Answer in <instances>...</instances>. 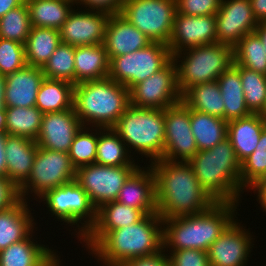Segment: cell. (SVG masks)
I'll use <instances>...</instances> for the list:
<instances>
[{
    "mask_svg": "<svg viewBox=\"0 0 266 266\" xmlns=\"http://www.w3.org/2000/svg\"><path fill=\"white\" fill-rule=\"evenodd\" d=\"M161 252L146 257H136L125 261L121 266H170L167 253Z\"/></svg>",
    "mask_w": 266,
    "mask_h": 266,
    "instance_id": "c3c4849f",
    "label": "cell"
},
{
    "mask_svg": "<svg viewBox=\"0 0 266 266\" xmlns=\"http://www.w3.org/2000/svg\"><path fill=\"white\" fill-rule=\"evenodd\" d=\"M75 175L76 169L67 152L38 146L31 174L19 188L20 196L26 201L28 195L34 193L32 196L39 199L47 191L74 180Z\"/></svg>",
    "mask_w": 266,
    "mask_h": 266,
    "instance_id": "8fae6325",
    "label": "cell"
},
{
    "mask_svg": "<svg viewBox=\"0 0 266 266\" xmlns=\"http://www.w3.org/2000/svg\"><path fill=\"white\" fill-rule=\"evenodd\" d=\"M164 119L165 142L162 159L188 162L198 152L190 126V108L181 101L164 109Z\"/></svg>",
    "mask_w": 266,
    "mask_h": 266,
    "instance_id": "5bb4252c",
    "label": "cell"
},
{
    "mask_svg": "<svg viewBox=\"0 0 266 266\" xmlns=\"http://www.w3.org/2000/svg\"><path fill=\"white\" fill-rule=\"evenodd\" d=\"M255 19L259 22L266 21V0H250Z\"/></svg>",
    "mask_w": 266,
    "mask_h": 266,
    "instance_id": "681fc988",
    "label": "cell"
},
{
    "mask_svg": "<svg viewBox=\"0 0 266 266\" xmlns=\"http://www.w3.org/2000/svg\"><path fill=\"white\" fill-rule=\"evenodd\" d=\"M150 167L155 177L157 213L162 219L199 214L217 203L201 188L189 162L159 159Z\"/></svg>",
    "mask_w": 266,
    "mask_h": 266,
    "instance_id": "6da1fadb",
    "label": "cell"
},
{
    "mask_svg": "<svg viewBox=\"0 0 266 266\" xmlns=\"http://www.w3.org/2000/svg\"><path fill=\"white\" fill-rule=\"evenodd\" d=\"M32 27L60 30L75 5L74 0H25Z\"/></svg>",
    "mask_w": 266,
    "mask_h": 266,
    "instance_id": "f546056e",
    "label": "cell"
},
{
    "mask_svg": "<svg viewBox=\"0 0 266 266\" xmlns=\"http://www.w3.org/2000/svg\"><path fill=\"white\" fill-rule=\"evenodd\" d=\"M74 54V46L61 42L42 67L44 77L64 80L75 85Z\"/></svg>",
    "mask_w": 266,
    "mask_h": 266,
    "instance_id": "f35d334b",
    "label": "cell"
},
{
    "mask_svg": "<svg viewBox=\"0 0 266 266\" xmlns=\"http://www.w3.org/2000/svg\"><path fill=\"white\" fill-rule=\"evenodd\" d=\"M171 60L168 45L152 42L143 49L111 58L108 77L130 91L136 84L163 69Z\"/></svg>",
    "mask_w": 266,
    "mask_h": 266,
    "instance_id": "9c48e42d",
    "label": "cell"
},
{
    "mask_svg": "<svg viewBox=\"0 0 266 266\" xmlns=\"http://www.w3.org/2000/svg\"><path fill=\"white\" fill-rule=\"evenodd\" d=\"M232 65L239 71L247 108L252 114H260L266 104V75L234 62Z\"/></svg>",
    "mask_w": 266,
    "mask_h": 266,
    "instance_id": "74e56055",
    "label": "cell"
},
{
    "mask_svg": "<svg viewBox=\"0 0 266 266\" xmlns=\"http://www.w3.org/2000/svg\"><path fill=\"white\" fill-rule=\"evenodd\" d=\"M233 62L266 75V52L256 32L246 34L233 47Z\"/></svg>",
    "mask_w": 266,
    "mask_h": 266,
    "instance_id": "8d00e7d4",
    "label": "cell"
},
{
    "mask_svg": "<svg viewBox=\"0 0 266 266\" xmlns=\"http://www.w3.org/2000/svg\"><path fill=\"white\" fill-rule=\"evenodd\" d=\"M97 140L98 128L82 127L75 135L68 152L75 169L95 163Z\"/></svg>",
    "mask_w": 266,
    "mask_h": 266,
    "instance_id": "b9f144b4",
    "label": "cell"
},
{
    "mask_svg": "<svg viewBox=\"0 0 266 266\" xmlns=\"http://www.w3.org/2000/svg\"><path fill=\"white\" fill-rule=\"evenodd\" d=\"M26 65L24 44L0 38V74L7 76Z\"/></svg>",
    "mask_w": 266,
    "mask_h": 266,
    "instance_id": "7bdbcfd3",
    "label": "cell"
},
{
    "mask_svg": "<svg viewBox=\"0 0 266 266\" xmlns=\"http://www.w3.org/2000/svg\"><path fill=\"white\" fill-rule=\"evenodd\" d=\"M215 15L217 42L232 48L258 26L250 0H222Z\"/></svg>",
    "mask_w": 266,
    "mask_h": 266,
    "instance_id": "9a60e30c",
    "label": "cell"
},
{
    "mask_svg": "<svg viewBox=\"0 0 266 266\" xmlns=\"http://www.w3.org/2000/svg\"><path fill=\"white\" fill-rule=\"evenodd\" d=\"M6 133L36 141L43 113L36 107H5Z\"/></svg>",
    "mask_w": 266,
    "mask_h": 266,
    "instance_id": "d590c367",
    "label": "cell"
},
{
    "mask_svg": "<svg viewBox=\"0 0 266 266\" xmlns=\"http://www.w3.org/2000/svg\"><path fill=\"white\" fill-rule=\"evenodd\" d=\"M152 41L120 13L111 15L105 31L104 47L108 59L147 47Z\"/></svg>",
    "mask_w": 266,
    "mask_h": 266,
    "instance_id": "7402d4cb",
    "label": "cell"
},
{
    "mask_svg": "<svg viewBox=\"0 0 266 266\" xmlns=\"http://www.w3.org/2000/svg\"><path fill=\"white\" fill-rule=\"evenodd\" d=\"M182 102L190 109L224 119V102L217 81L188 88L182 94Z\"/></svg>",
    "mask_w": 266,
    "mask_h": 266,
    "instance_id": "836d02e7",
    "label": "cell"
},
{
    "mask_svg": "<svg viewBox=\"0 0 266 266\" xmlns=\"http://www.w3.org/2000/svg\"><path fill=\"white\" fill-rule=\"evenodd\" d=\"M109 59L103 44L75 47V85L107 78Z\"/></svg>",
    "mask_w": 266,
    "mask_h": 266,
    "instance_id": "83f0119b",
    "label": "cell"
},
{
    "mask_svg": "<svg viewBox=\"0 0 266 266\" xmlns=\"http://www.w3.org/2000/svg\"><path fill=\"white\" fill-rule=\"evenodd\" d=\"M138 167V165L105 166L93 163L77 168L75 180L98 209L102 204L117 199L122 186Z\"/></svg>",
    "mask_w": 266,
    "mask_h": 266,
    "instance_id": "7c38bea8",
    "label": "cell"
},
{
    "mask_svg": "<svg viewBox=\"0 0 266 266\" xmlns=\"http://www.w3.org/2000/svg\"><path fill=\"white\" fill-rule=\"evenodd\" d=\"M227 121L190 109V126L198 151L209 150L227 137Z\"/></svg>",
    "mask_w": 266,
    "mask_h": 266,
    "instance_id": "4dcf8cb0",
    "label": "cell"
},
{
    "mask_svg": "<svg viewBox=\"0 0 266 266\" xmlns=\"http://www.w3.org/2000/svg\"><path fill=\"white\" fill-rule=\"evenodd\" d=\"M20 199L19 188L9 178L0 176V211L15 205Z\"/></svg>",
    "mask_w": 266,
    "mask_h": 266,
    "instance_id": "bcb514c9",
    "label": "cell"
},
{
    "mask_svg": "<svg viewBox=\"0 0 266 266\" xmlns=\"http://www.w3.org/2000/svg\"><path fill=\"white\" fill-rule=\"evenodd\" d=\"M39 200L45 201L48 211L52 216L55 215L58 221L61 220L72 227L77 225L78 232L75 233L80 241L96 222L97 209L75 179L47 191Z\"/></svg>",
    "mask_w": 266,
    "mask_h": 266,
    "instance_id": "ba28073f",
    "label": "cell"
},
{
    "mask_svg": "<svg viewBox=\"0 0 266 266\" xmlns=\"http://www.w3.org/2000/svg\"><path fill=\"white\" fill-rule=\"evenodd\" d=\"M27 203L21 198L15 205L0 211V251L25 239L34 230L36 223Z\"/></svg>",
    "mask_w": 266,
    "mask_h": 266,
    "instance_id": "484cf974",
    "label": "cell"
},
{
    "mask_svg": "<svg viewBox=\"0 0 266 266\" xmlns=\"http://www.w3.org/2000/svg\"><path fill=\"white\" fill-rule=\"evenodd\" d=\"M0 132H6V111H5V107L0 108Z\"/></svg>",
    "mask_w": 266,
    "mask_h": 266,
    "instance_id": "9f6ffc18",
    "label": "cell"
},
{
    "mask_svg": "<svg viewBox=\"0 0 266 266\" xmlns=\"http://www.w3.org/2000/svg\"><path fill=\"white\" fill-rule=\"evenodd\" d=\"M38 145L35 141L7 135L5 156L7 178L20 188L29 178L35 160Z\"/></svg>",
    "mask_w": 266,
    "mask_h": 266,
    "instance_id": "d4e9b609",
    "label": "cell"
},
{
    "mask_svg": "<svg viewBox=\"0 0 266 266\" xmlns=\"http://www.w3.org/2000/svg\"><path fill=\"white\" fill-rule=\"evenodd\" d=\"M82 127L74 108L44 113L35 142L39 147L68 153L75 135Z\"/></svg>",
    "mask_w": 266,
    "mask_h": 266,
    "instance_id": "d6986e66",
    "label": "cell"
},
{
    "mask_svg": "<svg viewBox=\"0 0 266 266\" xmlns=\"http://www.w3.org/2000/svg\"><path fill=\"white\" fill-rule=\"evenodd\" d=\"M4 91H5V76L0 74V108L5 107Z\"/></svg>",
    "mask_w": 266,
    "mask_h": 266,
    "instance_id": "11a10c76",
    "label": "cell"
},
{
    "mask_svg": "<svg viewBox=\"0 0 266 266\" xmlns=\"http://www.w3.org/2000/svg\"><path fill=\"white\" fill-rule=\"evenodd\" d=\"M78 9L70 13L60 28L62 43L71 46L103 44L110 14L102 11ZM83 10V11H82Z\"/></svg>",
    "mask_w": 266,
    "mask_h": 266,
    "instance_id": "ac0fdd59",
    "label": "cell"
},
{
    "mask_svg": "<svg viewBox=\"0 0 266 266\" xmlns=\"http://www.w3.org/2000/svg\"><path fill=\"white\" fill-rule=\"evenodd\" d=\"M224 102V120L244 118L252 113L246 106L239 71L231 65L217 79Z\"/></svg>",
    "mask_w": 266,
    "mask_h": 266,
    "instance_id": "f1b7e54d",
    "label": "cell"
},
{
    "mask_svg": "<svg viewBox=\"0 0 266 266\" xmlns=\"http://www.w3.org/2000/svg\"><path fill=\"white\" fill-rule=\"evenodd\" d=\"M6 132H0V176L7 177V164L5 156Z\"/></svg>",
    "mask_w": 266,
    "mask_h": 266,
    "instance_id": "f907efd6",
    "label": "cell"
},
{
    "mask_svg": "<svg viewBox=\"0 0 266 266\" xmlns=\"http://www.w3.org/2000/svg\"><path fill=\"white\" fill-rule=\"evenodd\" d=\"M216 42V15L188 16L176 11L168 44L172 55Z\"/></svg>",
    "mask_w": 266,
    "mask_h": 266,
    "instance_id": "e0dca14e",
    "label": "cell"
},
{
    "mask_svg": "<svg viewBox=\"0 0 266 266\" xmlns=\"http://www.w3.org/2000/svg\"><path fill=\"white\" fill-rule=\"evenodd\" d=\"M258 184H266V176Z\"/></svg>",
    "mask_w": 266,
    "mask_h": 266,
    "instance_id": "680465c9",
    "label": "cell"
},
{
    "mask_svg": "<svg viewBox=\"0 0 266 266\" xmlns=\"http://www.w3.org/2000/svg\"><path fill=\"white\" fill-rule=\"evenodd\" d=\"M266 176V127L262 130L255 151L241 162L240 183L253 189Z\"/></svg>",
    "mask_w": 266,
    "mask_h": 266,
    "instance_id": "ab89813d",
    "label": "cell"
},
{
    "mask_svg": "<svg viewBox=\"0 0 266 266\" xmlns=\"http://www.w3.org/2000/svg\"><path fill=\"white\" fill-rule=\"evenodd\" d=\"M129 105V90L109 77L74 85L73 107L83 127L113 128Z\"/></svg>",
    "mask_w": 266,
    "mask_h": 266,
    "instance_id": "5b68a950",
    "label": "cell"
},
{
    "mask_svg": "<svg viewBox=\"0 0 266 266\" xmlns=\"http://www.w3.org/2000/svg\"><path fill=\"white\" fill-rule=\"evenodd\" d=\"M255 32L260 37V39L264 45L265 52H266V21L259 22L258 26L255 29Z\"/></svg>",
    "mask_w": 266,
    "mask_h": 266,
    "instance_id": "db71d44e",
    "label": "cell"
},
{
    "mask_svg": "<svg viewBox=\"0 0 266 266\" xmlns=\"http://www.w3.org/2000/svg\"><path fill=\"white\" fill-rule=\"evenodd\" d=\"M126 144L131 154L134 149L149 163L162 159L165 142L163 109L137 108L129 105L112 128Z\"/></svg>",
    "mask_w": 266,
    "mask_h": 266,
    "instance_id": "8992f818",
    "label": "cell"
},
{
    "mask_svg": "<svg viewBox=\"0 0 266 266\" xmlns=\"http://www.w3.org/2000/svg\"><path fill=\"white\" fill-rule=\"evenodd\" d=\"M172 60L176 65L178 88L183 94L192 86L217 81L233 64V48L216 42L175 53Z\"/></svg>",
    "mask_w": 266,
    "mask_h": 266,
    "instance_id": "52a82bcc",
    "label": "cell"
},
{
    "mask_svg": "<svg viewBox=\"0 0 266 266\" xmlns=\"http://www.w3.org/2000/svg\"><path fill=\"white\" fill-rule=\"evenodd\" d=\"M130 105L137 108L166 109L182 101L173 60L163 69L136 84L130 91Z\"/></svg>",
    "mask_w": 266,
    "mask_h": 266,
    "instance_id": "4fadbf2b",
    "label": "cell"
},
{
    "mask_svg": "<svg viewBox=\"0 0 266 266\" xmlns=\"http://www.w3.org/2000/svg\"><path fill=\"white\" fill-rule=\"evenodd\" d=\"M61 42L59 30L32 27L24 44L27 65L42 68Z\"/></svg>",
    "mask_w": 266,
    "mask_h": 266,
    "instance_id": "1f68e13d",
    "label": "cell"
},
{
    "mask_svg": "<svg viewBox=\"0 0 266 266\" xmlns=\"http://www.w3.org/2000/svg\"><path fill=\"white\" fill-rule=\"evenodd\" d=\"M32 25L29 10L24 2L0 18V38L25 44Z\"/></svg>",
    "mask_w": 266,
    "mask_h": 266,
    "instance_id": "60d3db41",
    "label": "cell"
},
{
    "mask_svg": "<svg viewBox=\"0 0 266 266\" xmlns=\"http://www.w3.org/2000/svg\"><path fill=\"white\" fill-rule=\"evenodd\" d=\"M25 0H0V18L13 8L19 7Z\"/></svg>",
    "mask_w": 266,
    "mask_h": 266,
    "instance_id": "816d5d0a",
    "label": "cell"
},
{
    "mask_svg": "<svg viewBox=\"0 0 266 266\" xmlns=\"http://www.w3.org/2000/svg\"><path fill=\"white\" fill-rule=\"evenodd\" d=\"M44 78L41 67L29 65L5 76V107H34Z\"/></svg>",
    "mask_w": 266,
    "mask_h": 266,
    "instance_id": "603a6c76",
    "label": "cell"
},
{
    "mask_svg": "<svg viewBox=\"0 0 266 266\" xmlns=\"http://www.w3.org/2000/svg\"><path fill=\"white\" fill-rule=\"evenodd\" d=\"M176 11V0H125L120 14L152 42L168 45Z\"/></svg>",
    "mask_w": 266,
    "mask_h": 266,
    "instance_id": "30bf717a",
    "label": "cell"
},
{
    "mask_svg": "<svg viewBox=\"0 0 266 266\" xmlns=\"http://www.w3.org/2000/svg\"><path fill=\"white\" fill-rule=\"evenodd\" d=\"M162 250L163 219L158 213H152L137 223L106 233L90 253L102 266H121L127 260L151 256Z\"/></svg>",
    "mask_w": 266,
    "mask_h": 266,
    "instance_id": "7a4b0ae2",
    "label": "cell"
},
{
    "mask_svg": "<svg viewBox=\"0 0 266 266\" xmlns=\"http://www.w3.org/2000/svg\"><path fill=\"white\" fill-rule=\"evenodd\" d=\"M236 220L210 245L207 251L210 266L247 265L254 245L253 236Z\"/></svg>",
    "mask_w": 266,
    "mask_h": 266,
    "instance_id": "2e32d148",
    "label": "cell"
},
{
    "mask_svg": "<svg viewBox=\"0 0 266 266\" xmlns=\"http://www.w3.org/2000/svg\"><path fill=\"white\" fill-rule=\"evenodd\" d=\"M140 166L126 180L115 201L139 209L145 215L157 213L154 173L150 165Z\"/></svg>",
    "mask_w": 266,
    "mask_h": 266,
    "instance_id": "44dd1931",
    "label": "cell"
},
{
    "mask_svg": "<svg viewBox=\"0 0 266 266\" xmlns=\"http://www.w3.org/2000/svg\"><path fill=\"white\" fill-rule=\"evenodd\" d=\"M252 190L255 191V194L257 192L258 203L261 205V208H263V212H266V184H257Z\"/></svg>",
    "mask_w": 266,
    "mask_h": 266,
    "instance_id": "f5cc1de1",
    "label": "cell"
},
{
    "mask_svg": "<svg viewBox=\"0 0 266 266\" xmlns=\"http://www.w3.org/2000/svg\"><path fill=\"white\" fill-rule=\"evenodd\" d=\"M167 256L170 266H210L207 252L199 249L169 251Z\"/></svg>",
    "mask_w": 266,
    "mask_h": 266,
    "instance_id": "f6af8a7d",
    "label": "cell"
},
{
    "mask_svg": "<svg viewBox=\"0 0 266 266\" xmlns=\"http://www.w3.org/2000/svg\"><path fill=\"white\" fill-rule=\"evenodd\" d=\"M266 122L260 114H251L227 123V137L230 139L240 162L255 151Z\"/></svg>",
    "mask_w": 266,
    "mask_h": 266,
    "instance_id": "4316f807",
    "label": "cell"
},
{
    "mask_svg": "<svg viewBox=\"0 0 266 266\" xmlns=\"http://www.w3.org/2000/svg\"><path fill=\"white\" fill-rule=\"evenodd\" d=\"M238 205L235 202H217L199 214L163 219V249H199L207 252L235 218L238 219Z\"/></svg>",
    "mask_w": 266,
    "mask_h": 266,
    "instance_id": "3957f363",
    "label": "cell"
},
{
    "mask_svg": "<svg viewBox=\"0 0 266 266\" xmlns=\"http://www.w3.org/2000/svg\"><path fill=\"white\" fill-rule=\"evenodd\" d=\"M33 233L0 251V266H61V256L35 241Z\"/></svg>",
    "mask_w": 266,
    "mask_h": 266,
    "instance_id": "cb8c5ba5",
    "label": "cell"
},
{
    "mask_svg": "<svg viewBox=\"0 0 266 266\" xmlns=\"http://www.w3.org/2000/svg\"><path fill=\"white\" fill-rule=\"evenodd\" d=\"M144 216L139 209L117 201L106 202L97 209L95 224L80 242L86 243L84 245L89 251L106 233L137 223Z\"/></svg>",
    "mask_w": 266,
    "mask_h": 266,
    "instance_id": "ffe728a7",
    "label": "cell"
},
{
    "mask_svg": "<svg viewBox=\"0 0 266 266\" xmlns=\"http://www.w3.org/2000/svg\"><path fill=\"white\" fill-rule=\"evenodd\" d=\"M132 157L126 144L112 128H98L95 163L105 166L138 165Z\"/></svg>",
    "mask_w": 266,
    "mask_h": 266,
    "instance_id": "e575fe53",
    "label": "cell"
},
{
    "mask_svg": "<svg viewBox=\"0 0 266 266\" xmlns=\"http://www.w3.org/2000/svg\"><path fill=\"white\" fill-rule=\"evenodd\" d=\"M74 85L64 80L44 78L36 100V107L44 113L73 109Z\"/></svg>",
    "mask_w": 266,
    "mask_h": 266,
    "instance_id": "d6a6232c",
    "label": "cell"
},
{
    "mask_svg": "<svg viewBox=\"0 0 266 266\" xmlns=\"http://www.w3.org/2000/svg\"><path fill=\"white\" fill-rule=\"evenodd\" d=\"M260 116L266 122V104L264 106V109L261 111Z\"/></svg>",
    "mask_w": 266,
    "mask_h": 266,
    "instance_id": "6f0895ef",
    "label": "cell"
},
{
    "mask_svg": "<svg viewBox=\"0 0 266 266\" xmlns=\"http://www.w3.org/2000/svg\"><path fill=\"white\" fill-rule=\"evenodd\" d=\"M222 0H176L177 12L188 16L215 15Z\"/></svg>",
    "mask_w": 266,
    "mask_h": 266,
    "instance_id": "ee69618b",
    "label": "cell"
},
{
    "mask_svg": "<svg viewBox=\"0 0 266 266\" xmlns=\"http://www.w3.org/2000/svg\"><path fill=\"white\" fill-rule=\"evenodd\" d=\"M76 5L84 6L86 10L102 11L110 15L119 14L125 0H74Z\"/></svg>",
    "mask_w": 266,
    "mask_h": 266,
    "instance_id": "7dc6e473",
    "label": "cell"
},
{
    "mask_svg": "<svg viewBox=\"0 0 266 266\" xmlns=\"http://www.w3.org/2000/svg\"><path fill=\"white\" fill-rule=\"evenodd\" d=\"M188 162L201 188L216 202L240 203L245 192L240 183L241 162L228 137L209 150L198 151Z\"/></svg>",
    "mask_w": 266,
    "mask_h": 266,
    "instance_id": "277c9868",
    "label": "cell"
}]
</instances>
